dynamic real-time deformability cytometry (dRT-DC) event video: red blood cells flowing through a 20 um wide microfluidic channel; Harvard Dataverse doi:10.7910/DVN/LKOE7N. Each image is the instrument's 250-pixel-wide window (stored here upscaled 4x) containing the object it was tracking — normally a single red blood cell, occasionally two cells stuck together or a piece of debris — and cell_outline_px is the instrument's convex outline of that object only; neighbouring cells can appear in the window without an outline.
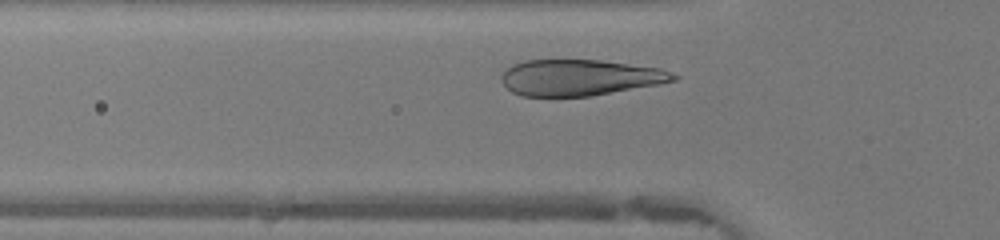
{"species": "human", "species_latin": "Homo sapiens", "temperature_condition": "warm", "stored_images_in_passage": 26, "camera_frame_rate_fps": 3000, "um_per_image_px": 0.085, "donor": {"sex": "female"}, "frame": {"image": 1, "passage_image": 5, "time_ms": 1.333, "image_size_px": [1000, 240], "cell_outline_px": [[680, 76], [676, 80], [660, 84], [588, 96], [520, 96], [512, 92], [500, 80], [500, 76], [512, 64], [524, 60], [600, 60], [660, 68]], "centroid_in_image_um": [49.27, 6.59], "position_along_channel_um": 76.5, "area_um2": 36.07}}
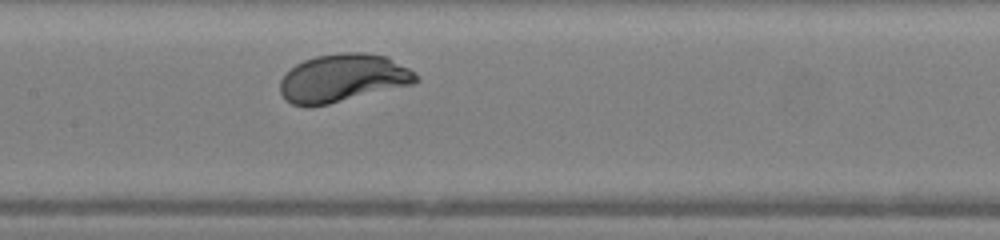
{"frame": {"image": 2, "passage_image": 12, "time_ms": 3.667, "image_size_px": [1000, 240], "cell_outline_px": [[420, 80], [416, 84], [328, 104], [292, 104], [280, 92], [280, 80], [296, 64], [304, 60], [316, 56], [340, 52], [364, 52], [388, 56], [416, 72], [420, 76]], "centroid_in_image_um": [29.25, 6.61], "position_along_channel_um": 178.2, "area_um2": 37.92}}
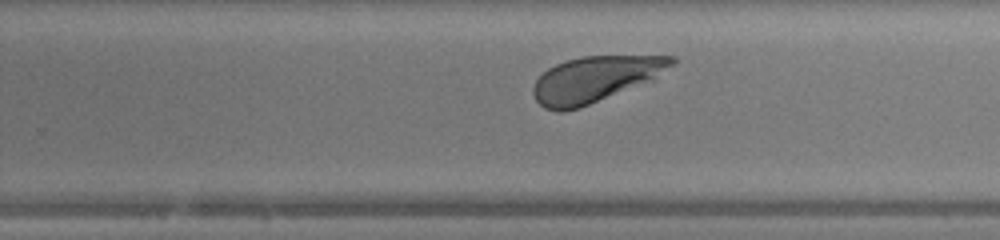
{"frame": {"image": 3, "passage_image": 19, "time_ms": 6.0, "image_size_px": [1000, 240], "cell_outline_px": [[676, 64], [652, 80], [580, 108], [564, 112], [556, 112], [544, 108], [536, 100], [532, 92], [532, 88], [536, 80], [548, 68], [556, 64], [568, 60], [584, 56], [676, 56]], "centroid_in_image_um": [50.58, 6.74], "position_along_channel_um": 279.2, "area_um2": 36.93}, "authors_computed_cell_mechanics": {"area_um2": 37.5989, "velocity_mm_per_s": 4.3336, "shape_relaxation_time_tau1_ms": 1.0341, "shape_relaxation_time_tau2_ms": null, "deformation_change_tau1": 0.1466, "deformation_change_tau2": null}}